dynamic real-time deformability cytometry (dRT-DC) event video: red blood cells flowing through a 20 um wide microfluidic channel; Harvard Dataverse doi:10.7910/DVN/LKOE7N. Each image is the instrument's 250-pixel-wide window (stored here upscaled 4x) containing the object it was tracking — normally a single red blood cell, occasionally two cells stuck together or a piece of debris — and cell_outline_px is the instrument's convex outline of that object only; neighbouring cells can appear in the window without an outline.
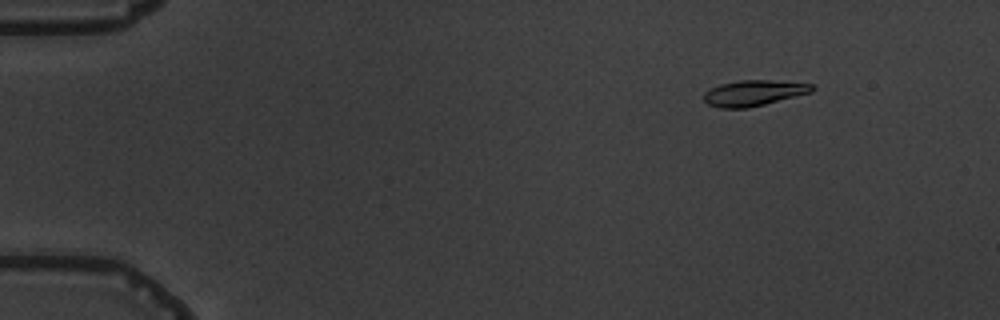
{"species": "common noctule bat (a hibernating species)", "species_latin": "Nyctalus noctula", "temperature_condition": "warm", "stored_images_in_passage": 4, "camera_frame_rate_fps": 3000, "um_per_image_px": 0.085, "animal": {"sex": "male", "body_mass_g": 19.5, "forearm_length_mm": 54.6}, "frame": {"image": 1, "passage_image": 2, "time_ms": 1.333, "image_size_px": [1000, 320], "cell_outline_px": [[816, 88], [812, 92], [748, 108], [720, 108], [708, 104], [704, 100], [704, 92], [720, 84], [740, 80], [768, 80], [812, 84]], "centroid_in_image_um": [64.06, 7.9], "position_along_channel_um": 20.9, "area_um2": 16.07}}